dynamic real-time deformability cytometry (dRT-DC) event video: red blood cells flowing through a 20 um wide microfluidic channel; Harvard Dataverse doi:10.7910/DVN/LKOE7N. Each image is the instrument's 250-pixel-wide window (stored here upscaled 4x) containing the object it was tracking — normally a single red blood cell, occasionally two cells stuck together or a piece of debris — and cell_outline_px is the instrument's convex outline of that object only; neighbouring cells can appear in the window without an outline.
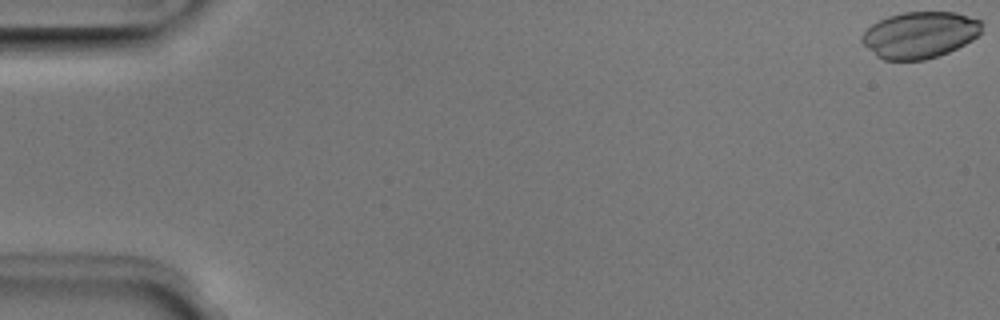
{"species": "Egyptian fruit bat (a non-hibernating species)", "species_latin": "Rousettus aegyptiacus", "temperature_condition": "room temperature", "stored_images_in_passage": 51, "camera_frame_rate_fps": 3000, "um_per_image_px": 0.085, "animal": {"sex": "male"}, "frame": {"image": 1, "passage_image": 1, "time_ms": 0.0, "image_size_px": [1000, 320], "cell_outline_px": [[984, 24], [980, 32], [972, 40], [948, 52], [924, 60], [884, 60], [876, 56], [860, 40], [860, 36], [872, 24], [888, 16], [904, 12], [956, 12], [984, 20]], "centroid_in_image_um": [78.2, 2.95], "position_along_channel_um": 6.8, "area_um2": 32.54}}
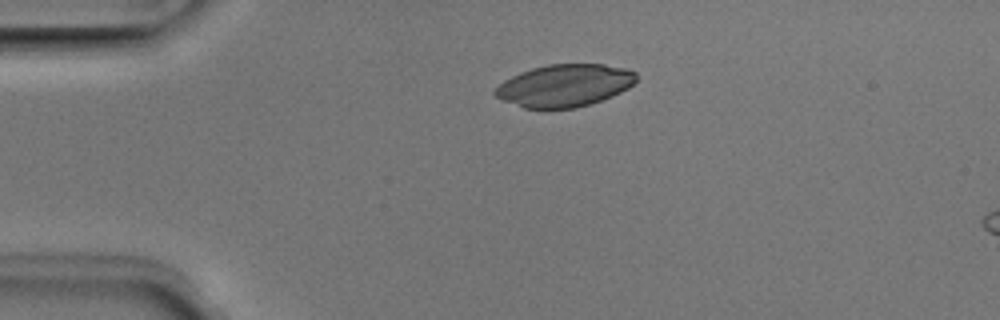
{"frame": {"image": 2, "passage_image": 12, "time_ms": 3.667, "image_size_px": [1000, 320], "cell_outline_px": [[636, 80], [628, 88], [612, 96], [576, 108], [524, 108], [504, 100], [496, 96], [492, 92], [504, 80], [520, 72], [532, 68], [548, 64], [604, 64], [628, 68], [636, 72]], "centroid_in_image_um": [48.0, 7.25], "position_along_channel_um": 37.0, "area_um2": 34.68}}